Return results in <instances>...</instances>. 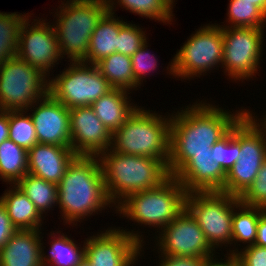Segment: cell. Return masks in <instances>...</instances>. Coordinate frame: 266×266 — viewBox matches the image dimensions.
<instances>
[{"label": "cell", "mask_w": 266, "mask_h": 266, "mask_svg": "<svg viewBox=\"0 0 266 266\" xmlns=\"http://www.w3.org/2000/svg\"><path fill=\"white\" fill-rule=\"evenodd\" d=\"M9 139V111H0V145Z\"/></svg>", "instance_id": "42"}, {"label": "cell", "mask_w": 266, "mask_h": 266, "mask_svg": "<svg viewBox=\"0 0 266 266\" xmlns=\"http://www.w3.org/2000/svg\"><path fill=\"white\" fill-rule=\"evenodd\" d=\"M255 245L266 247V211L260 216L258 220Z\"/></svg>", "instance_id": "41"}, {"label": "cell", "mask_w": 266, "mask_h": 266, "mask_svg": "<svg viewBox=\"0 0 266 266\" xmlns=\"http://www.w3.org/2000/svg\"><path fill=\"white\" fill-rule=\"evenodd\" d=\"M174 177L187 193L223 191L226 172L215 162L214 151L195 154Z\"/></svg>", "instance_id": "18"}, {"label": "cell", "mask_w": 266, "mask_h": 266, "mask_svg": "<svg viewBox=\"0 0 266 266\" xmlns=\"http://www.w3.org/2000/svg\"><path fill=\"white\" fill-rule=\"evenodd\" d=\"M30 17L26 18L20 28L16 57L50 78V71L62 59L58 39L52 23L46 22L47 19ZM31 20L34 21L31 23Z\"/></svg>", "instance_id": "14"}, {"label": "cell", "mask_w": 266, "mask_h": 266, "mask_svg": "<svg viewBox=\"0 0 266 266\" xmlns=\"http://www.w3.org/2000/svg\"><path fill=\"white\" fill-rule=\"evenodd\" d=\"M253 111L240 118L239 159L227 171L223 193L240 197L253 183L266 159V128Z\"/></svg>", "instance_id": "9"}, {"label": "cell", "mask_w": 266, "mask_h": 266, "mask_svg": "<svg viewBox=\"0 0 266 266\" xmlns=\"http://www.w3.org/2000/svg\"><path fill=\"white\" fill-rule=\"evenodd\" d=\"M57 191L63 223L72 227L107 207L115 210L107 196L97 156H77L57 184Z\"/></svg>", "instance_id": "2"}, {"label": "cell", "mask_w": 266, "mask_h": 266, "mask_svg": "<svg viewBox=\"0 0 266 266\" xmlns=\"http://www.w3.org/2000/svg\"><path fill=\"white\" fill-rule=\"evenodd\" d=\"M71 148L78 156H98L111 146L112 133L90 106L70 109Z\"/></svg>", "instance_id": "17"}, {"label": "cell", "mask_w": 266, "mask_h": 266, "mask_svg": "<svg viewBox=\"0 0 266 266\" xmlns=\"http://www.w3.org/2000/svg\"><path fill=\"white\" fill-rule=\"evenodd\" d=\"M211 151H214L215 162L220 164L227 173L239 159L240 119L222 139L212 146Z\"/></svg>", "instance_id": "33"}, {"label": "cell", "mask_w": 266, "mask_h": 266, "mask_svg": "<svg viewBox=\"0 0 266 266\" xmlns=\"http://www.w3.org/2000/svg\"><path fill=\"white\" fill-rule=\"evenodd\" d=\"M266 211L265 208L247 206L243 203H240L233 213L232 220V245L234 243L235 248L226 250L229 254H236L239 252V249L236 248V245L240 246L239 243L246 244V247L255 245L257 237V225L260 216Z\"/></svg>", "instance_id": "25"}, {"label": "cell", "mask_w": 266, "mask_h": 266, "mask_svg": "<svg viewBox=\"0 0 266 266\" xmlns=\"http://www.w3.org/2000/svg\"><path fill=\"white\" fill-rule=\"evenodd\" d=\"M19 12H0V65L16 57L19 32L23 22L30 14Z\"/></svg>", "instance_id": "30"}, {"label": "cell", "mask_w": 266, "mask_h": 266, "mask_svg": "<svg viewBox=\"0 0 266 266\" xmlns=\"http://www.w3.org/2000/svg\"><path fill=\"white\" fill-rule=\"evenodd\" d=\"M107 196L116 207L128 195L159 186L170 175L157 159L116 153L110 148L98 156Z\"/></svg>", "instance_id": "3"}, {"label": "cell", "mask_w": 266, "mask_h": 266, "mask_svg": "<svg viewBox=\"0 0 266 266\" xmlns=\"http://www.w3.org/2000/svg\"><path fill=\"white\" fill-rule=\"evenodd\" d=\"M127 230L108 227L85 238V258L92 266H134L142 257L145 241L138 230Z\"/></svg>", "instance_id": "13"}, {"label": "cell", "mask_w": 266, "mask_h": 266, "mask_svg": "<svg viewBox=\"0 0 266 266\" xmlns=\"http://www.w3.org/2000/svg\"><path fill=\"white\" fill-rule=\"evenodd\" d=\"M240 203L239 197L221 191L190 192L185 198V209L217 251L223 245L228 247L229 244L230 247L232 244L233 213Z\"/></svg>", "instance_id": "8"}, {"label": "cell", "mask_w": 266, "mask_h": 266, "mask_svg": "<svg viewBox=\"0 0 266 266\" xmlns=\"http://www.w3.org/2000/svg\"><path fill=\"white\" fill-rule=\"evenodd\" d=\"M129 92L125 89L113 88L90 105L111 133L119 129L138 107L131 102Z\"/></svg>", "instance_id": "21"}, {"label": "cell", "mask_w": 266, "mask_h": 266, "mask_svg": "<svg viewBox=\"0 0 266 266\" xmlns=\"http://www.w3.org/2000/svg\"><path fill=\"white\" fill-rule=\"evenodd\" d=\"M27 112L9 111V139L28 151L38 141L33 120Z\"/></svg>", "instance_id": "32"}, {"label": "cell", "mask_w": 266, "mask_h": 266, "mask_svg": "<svg viewBox=\"0 0 266 266\" xmlns=\"http://www.w3.org/2000/svg\"><path fill=\"white\" fill-rule=\"evenodd\" d=\"M116 17L115 13L107 11L98 21L91 35L88 54L82 62L95 65L103 58L117 52L120 26L125 21Z\"/></svg>", "instance_id": "23"}, {"label": "cell", "mask_w": 266, "mask_h": 266, "mask_svg": "<svg viewBox=\"0 0 266 266\" xmlns=\"http://www.w3.org/2000/svg\"><path fill=\"white\" fill-rule=\"evenodd\" d=\"M228 4L227 24L221 27L265 28L266 14L247 0H230Z\"/></svg>", "instance_id": "31"}, {"label": "cell", "mask_w": 266, "mask_h": 266, "mask_svg": "<svg viewBox=\"0 0 266 266\" xmlns=\"http://www.w3.org/2000/svg\"><path fill=\"white\" fill-rule=\"evenodd\" d=\"M29 110L33 111L29 114L34 123L38 143L71 148L69 108L48 93L27 111Z\"/></svg>", "instance_id": "16"}, {"label": "cell", "mask_w": 266, "mask_h": 266, "mask_svg": "<svg viewBox=\"0 0 266 266\" xmlns=\"http://www.w3.org/2000/svg\"><path fill=\"white\" fill-rule=\"evenodd\" d=\"M54 232H50V253L48 255L44 251V242H41L42 266H77L85 258V243L81 247L80 243L76 244L74 239L72 240L68 235L61 234L59 230Z\"/></svg>", "instance_id": "24"}, {"label": "cell", "mask_w": 266, "mask_h": 266, "mask_svg": "<svg viewBox=\"0 0 266 266\" xmlns=\"http://www.w3.org/2000/svg\"><path fill=\"white\" fill-rule=\"evenodd\" d=\"M108 11H114L118 6L128 10L130 13H135L141 17L157 20L158 22L172 24L173 11L175 0H107ZM118 5H117V4ZM115 5V6H114Z\"/></svg>", "instance_id": "27"}, {"label": "cell", "mask_w": 266, "mask_h": 266, "mask_svg": "<svg viewBox=\"0 0 266 266\" xmlns=\"http://www.w3.org/2000/svg\"><path fill=\"white\" fill-rule=\"evenodd\" d=\"M199 102V103H198ZM171 113L167 169L174 176L195 154L209 153L248 111L233 113L203 100Z\"/></svg>", "instance_id": "1"}, {"label": "cell", "mask_w": 266, "mask_h": 266, "mask_svg": "<svg viewBox=\"0 0 266 266\" xmlns=\"http://www.w3.org/2000/svg\"><path fill=\"white\" fill-rule=\"evenodd\" d=\"M28 174V151L7 139L0 145V179L17 184Z\"/></svg>", "instance_id": "28"}, {"label": "cell", "mask_w": 266, "mask_h": 266, "mask_svg": "<svg viewBox=\"0 0 266 266\" xmlns=\"http://www.w3.org/2000/svg\"><path fill=\"white\" fill-rule=\"evenodd\" d=\"M243 247L235 254L240 266H266V247L258 245Z\"/></svg>", "instance_id": "37"}, {"label": "cell", "mask_w": 266, "mask_h": 266, "mask_svg": "<svg viewBox=\"0 0 266 266\" xmlns=\"http://www.w3.org/2000/svg\"><path fill=\"white\" fill-rule=\"evenodd\" d=\"M157 233L154 242L157 241L156 251L160 255L206 258L219 254L186 209Z\"/></svg>", "instance_id": "15"}, {"label": "cell", "mask_w": 266, "mask_h": 266, "mask_svg": "<svg viewBox=\"0 0 266 266\" xmlns=\"http://www.w3.org/2000/svg\"><path fill=\"white\" fill-rule=\"evenodd\" d=\"M264 29L222 27L224 74L235 82L252 79L263 56ZM262 53V54H261Z\"/></svg>", "instance_id": "12"}, {"label": "cell", "mask_w": 266, "mask_h": 266, "mask_svg": "<svg viewBox=\"0 0 266 266\" xmlns=\"http://www.w3.org/2000/svg\"><path fill=\"white\" fill-rule=\"evenodd\" d=\"M17 231V228L12 224L6 207L0 201V250Z\"/></svg>", "instance_id": "38"}, {"label": "cell", "mask_w": 266, "mask_h": 266, "mask_svg": "<svg viewBox=\"0 0 266 266\" xmlns=\"http://www.w3.org/2000/svg\"><path fill=\"white\" fill-rule=\"evenodd\" d=\"M226 254H224V259H219L216 258L217 255H213L211 257H206V263L204 266H240L238 258L236 255L234 254H229L227 253V256H225ZM226 257V258H225ZM224 260V261H221Z\"/></svg>", "instance_id": "40"}, {"label": "cell", "mask_w": 266, "mask_h": 266, "mask_svg": "<svg viewBox=\"0 0 266 266\" xmlns=\"http://www.w3.org/2000/svg\"><path fill=\"white\" fill-rule=\"evenodd\" d=\"M186 195L181 183L170 175L155 188L128 195L115 207V213L160 231L184 211Z\"/></svg>", "instance_id": "6"}, {"label": "cell", "mask_w": 266, "mask_h": 266, "mask_svg": "<svg viewBox=\"0 0 266 266\" xmlns=\"http://www.w3.org/2000/svg\"><path fill=\"white\" fill-rule=\"evenodd\" d=\"M52 24L59 43L61 57L68 62L83 61L89 49L91 35L98 21L108 11L107 0L61 1ZM56 16V17H55Z\"/></svg>", "instance_id": "5"}, {"label": "cell", "mask_w": 266, "mask_h": 266, "mask_svg": "<svg viewBox=\"0 0 266 266\" xmlns=\"http://www.w3.org/2000/svg\"><path fill=\"white\" fill-rule=\"evenodd\" d=\"M49 78L17 57L0 65V111L28 110L48 94Z\"/></svg>", "instance_id": "10"}, {"label": "cell", "mask_w": 266, "mask_h": 266, "mask_svg": "<svg viewBox=\"0 0 266 266\" xmlns=\"http://www.w3.org/2000/svg\"><path fill=\"white\" fill-rule=\"evenodd\" d=\"M55 77L49 78L48 93L67 108L90 106L113 87L96 65L82 61L70 62Z\"/></svg>", "instance_id": "11"}, {"label": "cell", "mask_w": 266, "mask_h": 266, "mask_svg": "<svg viewBox=\"0 0 266 266\" xmlns=\"http://www.w3.org/2000/svg\"><path fill=\"white\" fill-rule=\"evenodd\" d=\"M43 216L58 206L57 184L27 174L16 184ZM47 211V212H46Z\"/></svg>", "instance_id": "29"}, {"label": "cell", "mask_w": 266, "mask_h": 266, "mask_svg": "<svg viewBox=\"0 0 266 266\" xmlns=\"http://www.w3.org/2000/svg\"><path fill=\"white\" fill-rule=\"evenodd\" d=\"M265 113H266V111H265ZM257 119H258V121L266 128V114L265 115H263V118L261 119H259L258 117H257V115L255 116Z\"/></svg>", "instance_id": "45"}, {"label": "cell", "mask_w": 266, "mask_h": 266, "mask_svg": "<svg viewBox=\"0 0 266 266\" xmlns=\"http://www.w3.org/2000/svg\"><path fill=\"white\" fill-rule=\"evenodd\" d=\"M138 25L124 22L120 26L117 42V53L132 56L146 42L147 35Z\"/></svg>", "instance_id": "34"}, {"label": "cell", "mask_w": 266, "mask_h": 266, "mask_svg": "<svg viewBox=\"0 0 266 266\" xmlns=\"http://www.w3.org/2000/svg\"><path fill=\"white\" fill-rule=\"evenodd\" d=\"M77 266H92V264L84 258Z\"/></svg>", "instance_id": "44"}, {"label": "cell", "mask_w": 266, "mask_h": 266, "mask_svg": "<svg viewBox=\"0 0 266 266\" xmlns=\"http://www.w3.org/2000/svg\"><path fill=\"white\" fill-rule=\"evenodd\" d=\"M160 115L138 105L124 124L112 133L110 149L116 153L169 160L171 114Z\"/></svg>", "instance_id": "4"}, {"label": "cell", "mask_w": 266, "mask_h": 266, "mask_svg": "<svg viewBox=\"0 0 266 266\" xmlns=\"http://www.w3.org/2000/svg\"><path fill=\"white\" fill-rule=\"evenodd\" d=\"M239 198L244 205L266 209V159L263 161L253 183Z\"/></svg>", "instance_id": "36"}, {"label": "cell", "mask_w": 266, "mask_h": 266, "mask_svg": "<svg viewBox=\"0 0 266 266\" xmlns=\"http://www.w3.org/2000/svg\"><path fill=\"white\" fill-rule=\"evenodd\" d=\"M41 230H18L0 250V266H42Z\"/></svg>", "instance_id": "20"}, {"label": "cell", "mask_w": 266, "mask_h": 266, "mask_svg": "<svg viewBox=\"0 0 266 266\" xmlns=\"http://www.w3.org/2000/svg\"><path fill=\"white\" fill-rule=\"evenodd\" d=\"M77 156L70 147L37 143L28 150V174L58 184Z\"/></svg>", "instance_id": "19"}, {"label": "cell", "mask_w": 266, "mask_h": 266, "mask_svg": "<svg viewBox=\"0 0 266 266\" xmlns=\"http://www.w3.org/2000/svg\"><path fill=\"white\" fill-rule=\"evenodd\" d=\"M248 2H252V5L257 6L266 14V0H247Z\"/></svg>", "instance_id": "43"}, {"label": "cell", "mask_w": 266, "mask_h": 266, "mask_svg": "<svg viewBox=\"0 0 266 266\" xmlns=\"http://www.w3.org/2000/svg\"><path fill=\"white\" fill-rule=\"evenodd\" d=\"M148 41L137 50V52L131 56L132 70L135 82L141 87L145 77L150 76L149 74L158 69L157 57L149 52Z\"/></svg>", "instance_id": "35"}, {"label": "cell", "mask_w": 266, "mask_h": 266, "mask_svg": "<svg viewBox=\"0 0 266 266\" xmlns=\"http://www.w3.org/2000/svg\"><path fill=\"white\" fill-rule=\"evenodd\" d=\"M158 266H204L206 258L203 257H181L170 255H159Z\"/></svg>", "instance_id": "39"}, {"label": "cell", "mask_w": 266, "mask_h": 266, "mask_svg": "<svg viewBox=\"0 0 266 266\" xmlns=\"http://www.w3.org/2000/svg\"><path fill=\"white\" fill-rule=\"evenodd\" d=\"M0 201L6 207L12 224L17 230H42L44 216L16 184H11L4 191Z\"/></svg>", "instance_id": "22"}, {"label": "cell", "mask_w": 266, "mask_h": 266, "mask_svg": "<svg viewBox=\"0 0 266 266\" xmlns=\"http://www.w3.org/2000/svg\"><path fill=\"white\" fill-rule=\"evenodd\" d=\"M167 66L175 78L190 80L222 65L223 36L218 23L204 25L191 34Z\"/></svg>", "instance_id": "7"}, {"label": "cell", "mask_w": 266, "mask_h": 266, "mask_svg": "<svg viewBox=\"0 0 266 266\" xmlns=\"http://www.w3.org/2000/svg\"><path fill=\"white\" fill-rule=\"evenodd\" d=\"M95 65L113 88L125 89L127 91L138 90L140 88L134 80L131 56L115 52L103 58Z\"/></svg>", "instance_id": "26"}]
</instances>
